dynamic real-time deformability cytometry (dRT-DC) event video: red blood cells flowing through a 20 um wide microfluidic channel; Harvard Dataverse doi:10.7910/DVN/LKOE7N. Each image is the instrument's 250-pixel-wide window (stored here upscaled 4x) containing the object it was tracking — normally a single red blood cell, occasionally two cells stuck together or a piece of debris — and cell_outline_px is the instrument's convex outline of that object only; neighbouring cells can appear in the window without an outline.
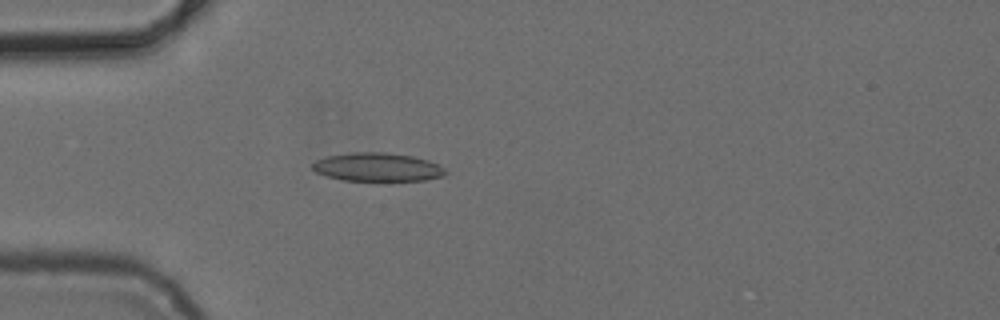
{"species": "common noctule bat (a hibernating species)", "species_latin": "Nyctalus noctula", "temperature_condition": "cold", "stored_images_in_passage": 3, "camera_frame_rate_fps": 3000, "um_per_image_px": 0.085, "animal": {"sex": "female", "body_mass_g": 24.6, "forearm_length_mm": 56.2}, "frame": {"image": 1, "passage_image": 3, "time_ms": 3.333, "image_size_px": [1000, 320], "cell_outline_px": [[448, 172], [444, 176], [424, 180], [344, 180], [328, 176], [316, 172], [312, 168], [312, 164], [316, 160], [328, 156], [352, 152], [388, 152], [412, 156], [428, 160], [440, 164]], "centroid_in_image_um": [32.12, 14.19], "position_along_channel_um": 52.9, "area_um2": 22.02}}